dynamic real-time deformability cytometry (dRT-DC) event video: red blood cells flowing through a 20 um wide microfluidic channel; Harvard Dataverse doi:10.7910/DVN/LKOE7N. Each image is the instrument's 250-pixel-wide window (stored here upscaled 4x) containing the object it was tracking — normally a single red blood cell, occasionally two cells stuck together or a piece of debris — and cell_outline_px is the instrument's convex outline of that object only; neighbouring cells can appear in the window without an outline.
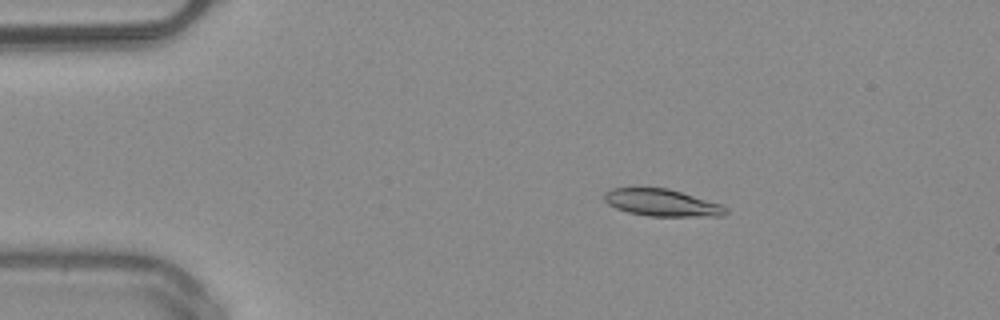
{"species": "common noctule bat (a hibernating species)", "species_latin": "Nyctalus noctula", "temperature_condition": "warm", "stored_images_in_passage": 42, "camera_frame_rate_fps": 3000, "um_per_image_px": 0.085, "animal": {"sex": "male", "body_mass_g": 20.4}, "frame": {"image": 1, "passage_image": 1, "time_ms": 0.0, "image_size_px": [1000, 320], "cell_outline_px": [[728, 212], [724, 216], [648, 216], [628, 212], [616, 208], [608, 204], [604, 200], [604, 192], [612, 188], [668, 188], [720, 204], [728, 208]], "centroid_in_image_um": [56.26, 17.24], "position_along_channel_um": 28.7, "area_um2": 19.07}}
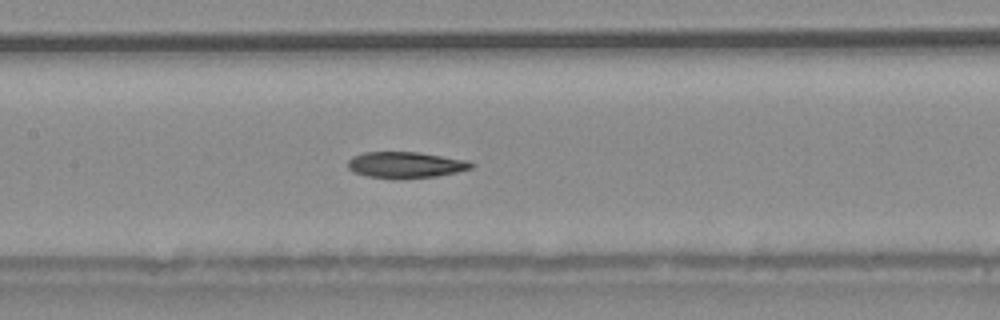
{"frame": {"image": 2, "passage_image": 16, "time_ms": 5.0, "image_size_px": [1000, 320], "cell_outline_px": [[476, 164], [472, 168], [456, 172], [436, 176], [400, 180], [396, 180], [368, 176], [352, 172], [348, 168], [348, 160], [352, 156], [364, 152], [416, 152], [468, 160]], "centroid_in_image_um": [34.46, 14.03], "position_along_channel_um": 172.9, "area_um2": 19.13}}
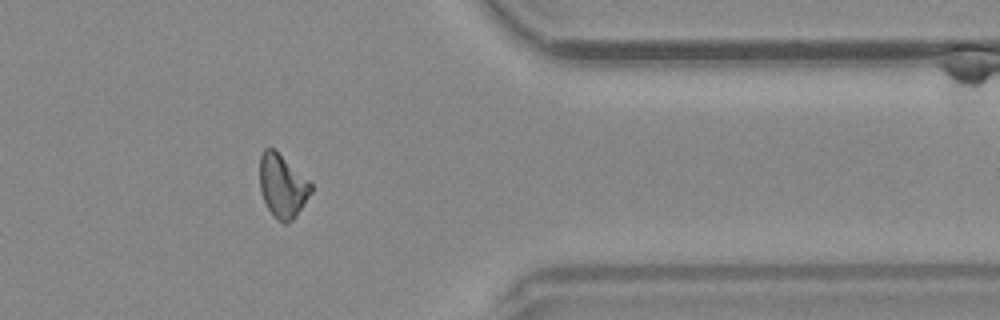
{"frame": {"image": 3, "passage_image": 33, "time_ms": 10.667, "image_size_px": [1000, 320], "cell_outline_px": [[312, 192], [296, 216], [292, 220], [284, 224], [268, 208], [264, 200], [260, 188], [260, 156], [264, 148], [272, 148], [308, 180], [312, 184]], "centroid_in_image_um": [24.01, 15.81], "position_along_channel_um": 387.4, "area_um2": 18.32}, "authors_computed_cell_mechanics": {"area_um2": 19.1896, "velocity_mm_per_s": 4.0548, "shape_relaxation_time_tau1_ms": null, "shape_relaxation_time_tau2_ms": 7.3677, "deformation_change_tau1": null, "deformation_change_tau2": 0.1567}}